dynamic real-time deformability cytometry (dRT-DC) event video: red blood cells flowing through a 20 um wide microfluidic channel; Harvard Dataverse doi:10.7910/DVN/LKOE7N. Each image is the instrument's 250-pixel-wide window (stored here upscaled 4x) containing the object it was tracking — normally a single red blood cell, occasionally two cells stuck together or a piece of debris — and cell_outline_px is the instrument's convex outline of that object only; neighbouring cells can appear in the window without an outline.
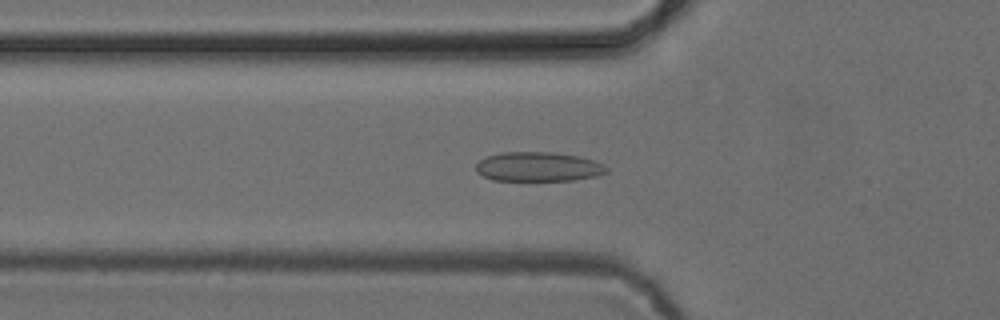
{"species": "common noctule bat (a hibernating species)", "species_latin": "Nyctalus noctula", "temperature_condition": "cold", "stored_images_in_passage": 53, "camera_frame_rate_fps": 3000, "um_per_image_px": 0.085, "animal": {"sex": "female", "body_mass_g": 24.6, "forearm_length_mm": 56.2}, "frame": {"image": 1, "passage_image": 18, "time_ms": 5.667, "image_size_px": [1000, 320], "cell_outline_px": [[608, 172], [596, 176], [572, 180], [492, 180], [476, 172], [476, 164], [480, 160], [488, 156], [504, 152], [552, 152], [580, 156], [604, 164], [608, 168]], "centroid_in_image_um": [45.77, 14.17], "position_along_channel_um": 80.0, "area_um2": 22.31}}
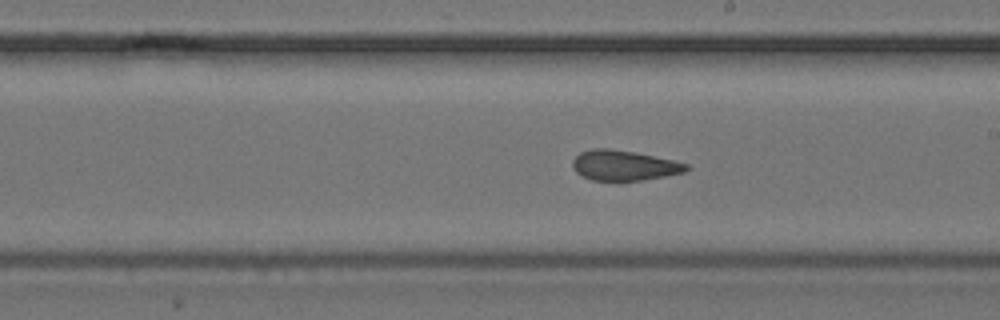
{"frame": {"image": 2, "passage_image": 30, "time_ms": 9.667, "image_size_px": [1000, 320], "cell_outline_px": [[688, 168], [684, 172], [644, 180], [592, 180], [576, 172], [572, 168], [572, 160], [580, 152], [592, 148], [608, 148], [632, 152], [672, 160], [688, 164]], "centroid_in_image_um": [52.99, 14.05], "position_along_channel_um": 236.0, "area_um2": 19.71}}
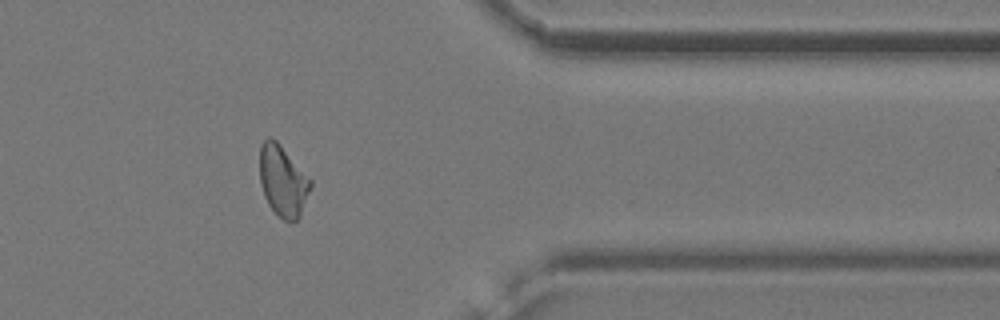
{"frame": {"image": 3, "passage_image": 43, "time_ms": 14.0, "image_size_px": [1000, 320], "cell_outline_px": [[312, 184], [300, 216], [296, 220], [284, 220], [268, 204], [264, 196], [260, 184], [260, 144], [268, 136], [272, 136], [280, 144], [312, 180]], "centroid_in_image_um": [24.03, 15.33], "position_along_channel_um": 387.4, "area_um2": 20.92}, "authors_computed_cell_mechanics": {"area_um2": 21.0392, "velocity_mm_per_s": 3.8803, "shape_relaxation_time_tau1_ms": null, "shape_relaxation_time_tau2_ms": 2.5532, "deformation_change_tau1": null, "deformation_change_tau2": 0.0741}}